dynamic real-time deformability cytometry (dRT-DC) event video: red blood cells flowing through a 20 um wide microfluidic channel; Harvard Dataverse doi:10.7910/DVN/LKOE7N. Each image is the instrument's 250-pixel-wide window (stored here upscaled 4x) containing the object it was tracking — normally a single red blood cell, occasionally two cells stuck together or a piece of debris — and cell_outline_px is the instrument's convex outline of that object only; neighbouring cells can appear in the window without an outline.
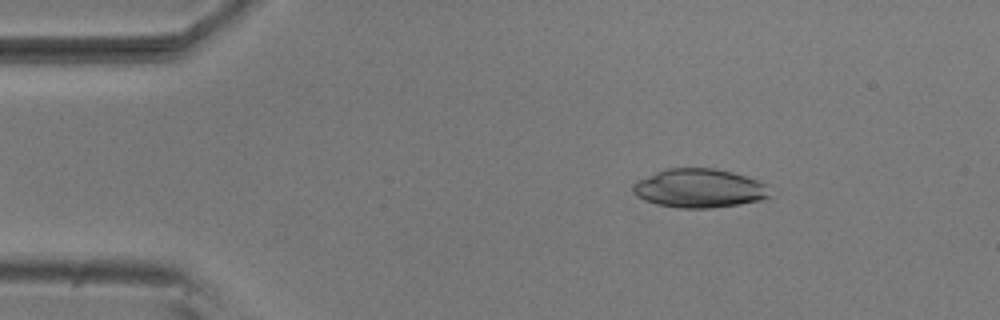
{"species": "common noctule bat (a hibernating species)", "species_latin": "Nyctalus noctula", "temperature_condition": "room temperature", "stored_images_in_passage": 4, "camera_frame_rate_fps": 3000, "um_per_image_px": 0.085, "animal": {"sex": "male", "body_mass_g": 20.5, "forearm_length_mm": 52.5}, "frame": {"image": 1, "passage_image": 2, "time_ms": 0.333, "image_size_px": [1000, 320], "cell_outline_px": [[772, 196], [760, 200], [740, 204], [712, 208], [680, 208], [656, 204], [644, 200], [636, 196], [632, 192], [632, 184], [636, 180], [656, 172], [668, 168], [716, 168], [732, 172], [768, 184]], "centroid_in_image_um": [59.43, 16.01], "position_along_channel_um": 25.6, "area_um2": 31.27}}